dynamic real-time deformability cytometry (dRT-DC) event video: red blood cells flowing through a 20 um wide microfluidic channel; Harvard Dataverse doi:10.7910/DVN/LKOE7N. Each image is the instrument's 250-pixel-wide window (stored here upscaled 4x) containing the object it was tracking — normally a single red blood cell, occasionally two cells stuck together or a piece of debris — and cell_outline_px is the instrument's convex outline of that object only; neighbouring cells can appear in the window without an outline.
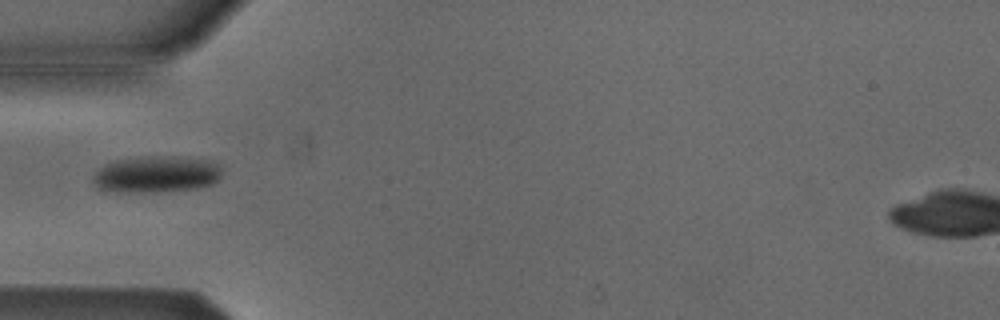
{"species": "Egyptian fruit bat (a non-hibernating species)", "species_latin": "Rousettus aegyptiacus", "temperature_condition": "cold", "stored_images_in_passage": 37, "camera_frame_rate_fps": 3000, "um_per_image_px": 0.085, "animal": {"sex": "male"}, "frame": {"image": 1, "passage_image": 1, "time_ms": 0.0, "image_size_px": [1000, 320], "cell_outline_px": [[220, 176], [212, 184], [196, 188], [156, 192], [116, 192], [100, 188], [92, 184], [92, 180], [96, 172], [104, 164], [112, 160], [144, 156], [172, 156], [208, 160], [220, 164]], "centroid_in_image_um": [13.25, 14.8], "position_along_channel_um": 71.7, "area_um2": 27.63}}
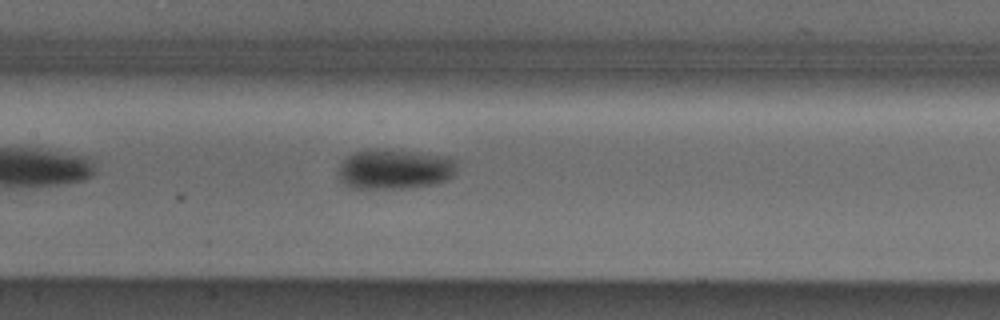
{"frame": {"image": 2, "passage_image": 9, "time_ms": 2.667, "image_size_px": [1000, 320], "cell_outline_px": [[456, 168], [452, 176], [448, 180], [436, 184], [408, 188], [352, 188], [344, 184], [336, 176], [336, 172], [340, 164], [352, 152], [368, 148], [388, 148], [452, 156], [456, 160]], "centroid_in_image_um": [33.54, 14.35], "position_along_channel_um": 173.9, "area_um2": 28.61}}
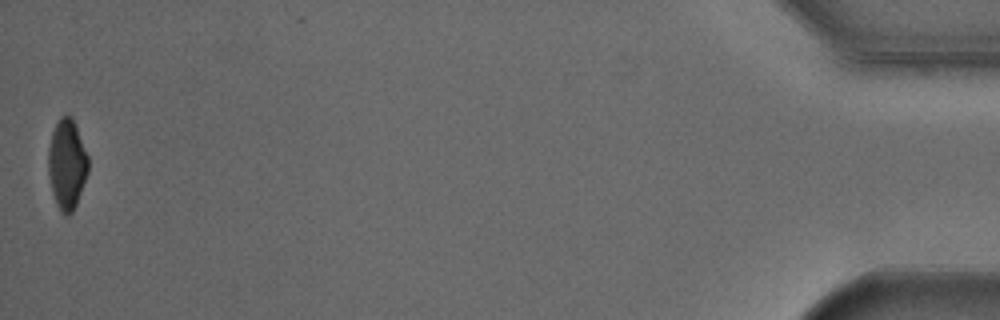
{"frame": {"image": 3, "passage_image": 37, "time_ms": 12.0, "image_size_px": [1000, 320], "cell_outline_px": [[88, 172], [76, 204], [72, 212], [68, 216], [64, 216], [60, 212], [56, 204], [52, 192], [48, 172], [48, 148], [52, 132], [60, 116], [72, 116], [88, 156]], "centroid_in_image_um": [5.68, 13.98], "position_along_channel_um": 429.5, "area_um2": 20.92}}